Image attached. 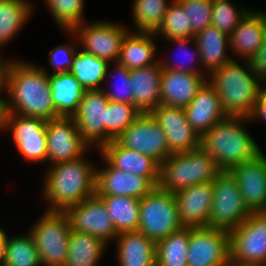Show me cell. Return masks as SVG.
<instances>
[{
    "label": "cell",
    "mask_w": 266,
    "mask_h": 266,
    "mask_svg": "<svg viewBox=\"0 0 266 266\" xmlns=\"http://www.w3.org/2000/svg\"><path fill=\"white\" fill-rule=\"evenodd\" d=\"M249 62L261 83L266 85V39Z\"/></svg>",
    "instance_id": "cell-45"
},
{
    "label": "cell",
    "mask_w": 266,
    "mask_h": 266,
    "mask_svg": "<svg viewBox=\"0 0 266 266\" xmlns=\"http://www.w3.org/2000/svg\"><path fill=\"white\" fill-rule=\"evenodd\" d=\"M60 28L72 31L84 21V0H44Z\"/></svg>",
    "instance_id": "cell-39"
},
{
    "label": "cell",
    "mask_w": 266,
    "mask_h": 266,
    "mask_svg": "<svg viewBox=\"0 0 266 266\" xmlns=\"http://www.w3.org/2000/svg\"><path fill=\"white\" fill-rule=\"evenodd\" d=\"M166 0H134L132 19L137 32L156 33L170 5Z\"/></svg>",
    "instance_id": "cell-35"
},
{
    "label": "cell",
    "mask_w": 266,
    "mask_h": 266,
    "mask_svg": "<svg viewBox=\"0 0 266 266\" xmlns=\"http://www.w3.org/2000/svg\"><path fill=\"white\" fill-rule=\"evenodd\" d=\"M184 110L188 123L199 136L227 117L218 93L208 80Z\"/></svg>",
    "instance_id": "cell-23"
},
{
    "label": "cell",
    "mask_w": 266,
    "mask_h": 266,
    "mask_svg": "<svg viewBox=\"0 0 266 266\" xmlns=\"http://www.w3.org/2000/svg\"><path fill=\"white\" fill-rule=\"evenodd\" d=\"M110 63L85 51H76L70 72L85 90L103 89L101 83L106 79Z\"/></svg>",
    "instance_id": "cell-33"
},
{
    "label": "cell",
    "mask_w": 266,
    "mask_h": 266,
    "mask_svg": "<svg viewBox=\"0 0 266 266\" xmlns=\"http://www.w3.org/2000/svg\"><path fill=\"white\" fill-rule=\"evenodd\" d=\"M247 120V117L227 116L200 136V147L221 171H230L262 152L244 127Z\"/></svg>",
    "instance_id": "cell-4"
},
{
    "label": "cell",
    "mask_w": 266,
    "mask_h": 266,
    "mask_svg": "<svg viewBox=\"0 0 266 266\" xmlns=\"http://www.w3.org/2000/svg\"><path fill=\"white\" fill-rule=\"evenodd\" d=\"M115 241L119 266H156V243L142 232H123Z\"/></svg>",
    "instance_id": "cell-26"
},
{
    "label": "cell",
    "mask_w": 266,
    "mask_h": 266,
    "mask_svg": "<svg viewBox=\"0 0 266 266\" xmlns=\"http://www.w3.org/2000/svg\"><path fill=\"white\" fill-rule=\"evenodd\" d=\"M77 46L73 44H59L50 50L49 54V64L52 66V73L67 72L70 70L72 65V60L76 54Z\"/></svg>",
    "instance_id": "cell-44"
},
{
    "label": "cell",
    "mask_w": 266,
    "mask_h": 266,
    "mask_svg": "<svg viewBox=\"0 0 266 266\" xmlns=\"http://www.w3.org/2000/svg\"><path fill=\"white\" fill-rule=\"evenodd\" d=\"M47 121L18 114H0V130H10L20 156L31 163L47 161Z\"/></svg>",
    "instance_id": "cell-10"
},
{
    "label": "cell",
    "mask_w": 266,
    "mask_h": 266,
    "mask_svg": "<svg viewBox=\"0 0 266 266\" xmlns=\"http://www.w3.org/2000/svg\"><path fill=\"white\" fill-rule=\"evenodd\" d=\"M29 0H0V48L7 45L33 13Z\"/></svg>",
    "instance_id": "cell-32"
},
{
    "label": "cell",
    "mask_w": 266,
    "mask_h": 266,
    "mask_svg": "<svg viewBox=\"0 0 266 266\" xmlns=\"http://www.w3.org/2000/svg\"><path fill=\"white\" fill-rule=\"evenodd\" d=\"M5 96L0 114H18L51 120L60 117L52 102L49 73L45 67L9 60L5 70Z\"/></svg>",
    "instance_id": "cell-1"
},
{
    "label": "cell",
    "mask_w": 266,
    "mask_h": 266,
    "mask_svg": "<svg viewBox=\"0 0 266 266\" xmlns=\"http://www.w3.org/2000/svg\"><path fill=\"white\" fill-rule=\"evenodd\" d=\"M175 199L183 227H209L213 181L186 187L175 193Z\"/></svg>",
    "instance_id": "cell-20"
},
{
    "label": "cell",
    "mask_w": 266,
    "mask_h": 266,
    "mask_svg": "<svg viewBox=\"0 0 266 266\" xmlns=\"http://www.w3.org/2000/svg\"><path fill=\"white\" fill-rule=\"evenodd\" d=\"M171 3L164 16L161 27L155 35H162L166 41L179 38L192 37L191 19L178 0H170Z\"/></svg>",
    "instance_id": "cell-37"
},
{
    "label": "cell",
    "mask_w": 266,
    "mask_h": 266,
    "mask_svg": "<svg viewBox=\"0 0 266 266\" xmlns=\"http://www.w3.org/2000/svg\"><path fill=\"white\" fill-rule=\"evenodd\" d=\"M103 169L96 168L95 194L97 196H128L143 198L156 186L147 178L125 173L112 167L106 160Z\"/></svg>",
    "instance_id": "cell-19"
},
{
    "label": "cell",
    "mask_w": 266,
    "mask_h": 266,
    "mask_svg": "<svg viewBox=\"0 0 266 266\" xmlns=\"http://www.w3.org/2000/svg\"><path fill=\"white\" fill-rule=\"evenodd\" d=\"M140 114V110L134 104L108 101L106 144L116 140Z\"/></svg>",
    "instance_id": "cell-38"
},
{
    "label": "cell",
    "mask_w": 266,
    "mask_h": 266,
    "mask_svg": "<svg viewBox=\"0 0 266 266\" xmlns=\"http://www.w3.org/2000/svg\"><path fill=\"white\" fill-rule=\"evenodd\" d=\"M252 212L245 205L237 180L230 171H221L213 179V200L209 227L232 230Z\"/></svg>",
    "instance_id": "cell-8"
},
{
    "label": "cell",
    "mask_w": 266,
    "mask_h": 266,
    "mask_svg": "<svg viewBox=\"0 0 266 266\" xmlns=\"http://www.w3.org/2000/svg\"><path fill=\"white\" fill-rule=\"evenodd\" d=\"M139 212L137 231L155 243L183 227L179 220L175 194L158 187L140 199Z\"/></svg>",
    "instance_id": "cell-7"
},
{
    "label": "cell",
    "mask_w": 266,
    "mask_h": 266,
    "mask_svg": "<svg viewBox=\"0 0 266 266\" xmlns=\"http://www.w3.org/2000/svg\"><path fill=\"white\" fill-rule=\"evenodd\" d=\"M266 39V12L250 10L229 35V49L250 60Z\"/></svg>",
    "instance_id": "cell-24"
},
{
    "label": "cell",
    "mask_w": 266,
    "mask_h": 266,
    "mask_svg": "<svg viewBox=\"0 0 266 266\" xmlns=\"http://www.w3.org/2000/svg\"><path fill=\"white\" fill-rule=\"evenodd\" d=\"M73 231L87 233L107 244L118 234L104 201L96 194L65 210Z\"/></svg>",
    "instance_id": "cell-15"
},
{
    "label": "cell",
    "mask_w": 266,
    "mask_h": 266,
    "mask_svg": "<svg viewBox=\"0 0 266 266\" xmlns=\"http://www.w3.org/2000/svg\"><path fill=\"white\" fill-rule=\"evenodd\" d=\"M149 113L164 131L172 154L186 152L200 146V136L188 123L184 108L160 104Z\"/></svg>",
    "instance_id": "cell-17"
},
{
    "label": "cell",
    "mask_w": 266,
    "mask_h": 266,
    "mask_svg": "<svg viewBox=\"0 0 266 266\" xmlns=\"http://www.w3.org/2000/svg\"><path fill=\"white\" fill-rule=\"evenodd\" d=\"M169 41L171 43H174V45L176 44L177 46H179V49H183V50H181V52L183 53V55L185 54L186 60H187V58L190 57V60H192V63H193V59L196 56L195 59H197L201 63L200 52H199V49L197 48V44H196V42L194 40V37L172 39V40H169ZM190 42H193V44H194L193 50L194 49L195 50L192 51V54H193V52H195V53L193 55L190 54L191 52H189V50H186V49H188L187 45ZM184 47H186V48H184ZM190 60H188V61L191 62ZM169 62L170 61L165 62L164 59L160 61V59H159L160 66H161V68L163 70L180 71V72H183V73H204L205 72L204 70L202 71L201 68L198 69L197 67H195V66L193 67L192 65H190L191 66L190 67L188 64H187L188 66L185 63L182 64L183 62H180L181 63L180 65L176 61H175L176 62L175 64L174 63H169Z\"/></svg>",
    "instance_id": "cell-43"
},
{
    "label": "cell",
    "mask_w": 266,
    "mask_h": 266,
    "mask_svg": "<svg viewBox=\"0 0 266 266\" xmlns=\"http://www.w3.org/2000/svg\"><path fill=\"white\" fill-rule=\"evenodd\" d=\"M237 180L245 205L251 212H266V156L253 159L230 170Z\"/></svg>",
    "instance_id": "cell-18"
},
{
    "label": "cell",
    "mask_w": 266,
    "mask_h": 266,
    "mask_svg": "<svg viewBox=\"0 0 266 266\" xmlns=\"http://www.w3.org/2000/svg\"><path fill=\"white\" fill-rule=\"evenodd\" d=\"M221 172L215 160L200 146L171 154L160 164L157 187L176 193L191 185L213 181Z\"/></svg>",
    "instance_id": "cell-5"
},
{
    "label": "cell",
    "mask_w": 266,
    "mask_h": 266,
    "mask_svg": "<svg viewBox=\"0 0 266 266\" xmlns=\"http://www.w3.org/2000/svg\"><path fill=\"white\" fill-rule=\"evenodd\" d=\"M250 10L238 7L230 0H213L211 25L230 35Z\"/></svg>",
    "instance_id": "cell-40"
},
{
    "label": "cell",
    "mask_w": 266,
    "mask_h": 266,
    "mask_svg": "<svg viewBox=\"0 0 266 266\" xmlns=\"http://www.w3.org/2000/svg\"><path fill=\"white\" fill-rule=\"evenodd\" d=\"M96 168L85 155L50 165L43 188L44 199L49 202L47 210L65 211L95 195Z\"/></svg>",
    "instance_id": "cell-2"
},
{
    "label": "cell",
    "mask_w": 266,
    "mask_h": 266,
    "mask_svg": "<svg viewBox=\"0 0 266 266\" xmlns=\"http://www.w3.org/2000/svg\"><path fill=\"white\" fill-rule=\"evenodd\" d=\"M194 40L200 52V65L203 67L202 70L205 68L208 75L233 59L225 51L229 48V35L215 26L210 25L198 32Z\"/></svg>",
    "instance_id": "cell-29"
},
{
    "label": "cell",
    "mask_w": 266,
    "mask_h": 266,
    "mask_svg": "<svg viewBox=\"0 0 266 266\" xmlns=\"http://www.w3.org/2000/svg\"><path fill=\"white\" fill-rule=\"evenodd\" d=\"M49 86L56 113L63 117H73L78 110L85 88L70 71L49 73Z\"/></svg>",
    "instance_id": "cell-28"
},
{
    "label": "cell",
    "mask_w": 266,
    "mask_h": 266,
    "mask_svg": "<svg viewBox=\"0 0 266 266\" xmlns=\"http://www.w3.org/2000/svg\"><path fill=\"white\" fill-rule=\"evenodd\" d=\"M160 63L130 70L132 80L133 104L141 113H149L161 104Z\"/></svg>",
    "instance_id": "cell-25"
},
{
    "label": "cell",
    "mask_w": 266,
    "mask_h": 266,
    "mask_svg": "<svg viewBox=\"0 0 266 266\" xmlns=\"http://www.w3.org/2000/svg\"><path fill=\"white\" fill-rule=\"evenodd\" d=\"M188 266H223L230 260L228 230L190 227Z\"/></svg>",
    "instance_id": "cell-13"
},
{
    "label": "cell",
    "mask_w": 266,
    "mask_h": 266,
    "mask_svg": "<svg viewBox=\"0 0 266 266\" xmlns=\"http://www.w3.org/2000/svg\"><path fill=\"white\" fill-rule=\"evenodd\" d=\"M107 245L98 237L71 229L65 266H97Z\"/></svg>",
    "instance_id": "cell-30"
},
{
    "label": "cell",
    "mask_w": 266,
    "mask_h": 266,
    "mask_svg": "<svg viewBox=\"0 0 266 266\" xmlns=\"http://www.w3.org/2000/svg\"><path fill=\"white\" fill-rule=\"evenodd\" d=\"M99 151L103 160H106L112 167L125 173L147 177L157 187L160 164L155 159L125 148L116 140L103 145Z\"/></svg>",
    "instance_id": "cell-21"
},
{
    "label": "cell",
    "mask_w": 266,
    "mask_h": 266,
    "mask_svg": "<svg viewBox=\"0 0 266 266\" xmlns=\"http://www.w3.org/2000/svg\"><path fill=\"white\" fill-rule=\"evenodd\" d=\"M47 162L54 165L84 156L90 146L80 135L73 117L47 120Z\"/></svg>",
    "instance_id": "cell-14"
},
{
    "label": "cell",
    "mask_w": 266,
    "mask_h": 266,
    "mask_svg": "<svg viewBox=\"0 0 266 266\" xmlns=\"http://www.w3.org/2000/svg\"><path fill=\"white\" fill-rule=\"evenodd\" d=\"M229 234L230 260L242 265L266 266V212H252Z\"/></svg>",
    "instance_id": "cell-9"
},
{
    "label": "cell",
    "mask_w": 266,
    "mask_h": 266,
    "mask_svg": "<svg viewBox=\"0 0 266 266\" xmlns=\"http://www.w3.org/2000/svg\"><path fill=\"white\" fill-rule=\"evenodd\" d=\"M99 197L105 203L117 234L138 230L140 199L120 195Z\"/></svg>",
    "instance_id": "cell-31"
},
{
    "label": "cell",
    "mask_w": 266,
    "mask_h": 266,
    "mask_svg": "<svg viewBox=\"0 0 266 266\" xmlns=\"http://www.w3.org/2000/svg\"><path fill=\"white\" fill-rule=\"evenodd\" d=\"M114 69H110L109 65L107 68L106 77H109L115 75L116 80H118L115 84L116 90L111 89H104L103 91L106 94L109 101L113 102H127L130 104H133V92H132V80L130 79V70H128L125 66L119 64L118 62L113 63ZM111 70L114 72V74L111 73ZM113 79V78H111ZM114 85V84H113ZM113 87V86H112ZM111 90V91H109Z\"/></svg>",
    "instance_id": "cell-41"
},
{
    "label": "cell",
    "mask_w": 266,
    "mask_h": 266,
    "mask_svg": "<svg viewBox=\"0 0 266 266\" xmlns=\"http://www.w3.org/2000/svg\"><path fill=\"white\" fill-rule=\"evenodd\" d=\"M190 227L171 233L156 243V266H188Z\"/></svg>",
    "instance_id": "cell-34"
},
{
    "label": "cell",
    "mask_w": 266,
    "mask_h": 266,
    "mask_svg": "<svg viewBox=\"0 0 266 266\" xmlns=\"http://www.w3.org/2000/svg\"><path fill=\"white\" fill-rule=\"evenodd\" d=\"M70 221L65 211L46 210L29 230L43 266H65Z\"/></svg>",
    "instance_id": "cell-6"
},
{
    "label": "cell",
    "mask_w": 266,
    "mask_h": 266,
    "mask_svg": "<svg viewBox=\"0 0 266 266\" xmlns=\"http://www.w3.org/2000/svg\"><path fill=\"white\" fill-rule=\"evenodd\" d=\"M116 141L125 148L150 156L159 164L172 154L164 131L150 113H141Z\"/></svg>",
    "instance_id": "cell-12"
},
{
    "label": "cell",
    "mask_w": 266,
    "mask_h": 266,
    "mask_svg": "<svg viewBox=\"0 0 266 266\" xmlns=\"http://www.w3.org/2000/svg\"><path fill=\"white\" fill-rule=\"evenodd\" d=\"M223 266H255V265H242V264H237L233 262L232 260H229L225 265Z\"/></svg>",
    "instance_id": "cell-49"
},
{
    "label": "cell",
    "mask_w": 266,
    "mask_h": 266,
    "mask_svg": "<svg viewBox=\"0 0 266 266\" xmlns=\"http://www.w3.org/2000/svg\"><path fill=\"white\" fill-rule=\"evenodd\" d=\"M9 60H3L2 57H0V93H2V91H4V84H5V70L7 67ZM2 95L0 94V108L2 106L3 103V97H1Z\"/></svg>",
    "instance_id": "cell-47"
},
{
    "label": "cell",
    "mask_w": 266,
    "mask_h": 266,
    "mask_svg": "<svg viewBox=\"0 0 266 266\" xmlns=\"http://www.w3.org/2000/svg\"><path fill=\"white\" fill-rule=\"evenodd\" d=\"M208 74L163 70L161 104L186 108L207 81Z\"/></svg>",
    "instance_id": "cell-22"
},
{
    "label": "cell",
    "mask_w": 266,
    "mask_h": 266,
    "mask_svg": "<svg viewBox=\"0 0 266 266\" xmlns=\"http://www.w3.org/2000/svg\"><path fill=\"white\" fill-rule=\"evenodd\" d=\"M191 19L192 37L211 25L213 0H178Z\"/></svg>",
    "instance_id": "cell-42"
},
{
    "label": "cell",
    "mask_w": 266,
    "mask_h": 266,
    "mask_svg": "<svg viewBox=\"0 0 266 266\" xmlns=\"http://www.w3.org/2000/svg\"><path fill=\"white\" fill-rule=\"evenodd\" d=\"M6 246V232L0 227V266H2L4 263Z\"/></svg>",
    "instance_id": "cell-48"
},
{
    "label": "cell",
    "mask_w": 266,
    "mask_h": 266,
    "mask_svg": "<svg viewBox=\"0 0 266 266\" xmlns=\"http://www.w3.org/2000/svg\"><path fill=\"white\" fill-rule=\"evenodd\" d=\"M154 37H156L154 33L129 31L122 41L117 62L128 70L157 64L159 59L156 56Z\"/></svg>",
    "instance_id": "cell-27"
},
{
    "label": "cell",
    "mask_w": 266,
    "mask_h": 266,
    "mask_svg": "<svg viewBox=\"0 0 266 266\" xmlns=\"http://www.w3.org/2000/svg\"><path fill=\"white\" fill-rule=\"evenodd\" d=\"M248 118L250 121L254 119H262L266 122V85L263 86V91L256 99L252 112Z\"/></svg>",
    "instance_id": "cell-46"
},
{
    "label": "cell",
    "mask_w": 266,
    "mask_h": 266,
    "mask_svg": "<svg viewBox=\"0 0 266 266\" xmlns=\"http://www.w3.org/2000/svg\"><path fill=\"white\" fill-rule=\"evenodd\" d=\"M6 242L3 266H43L30 233L13 237L6 234Z\"/></svg>",
    "instance_id": "cell-36"
},
{
    "label": "cell",
    "mask_w": 266,
    "mask_h": 266,
    "mask_svg": "<svg viewBox=\"0 0 266 266\" xmlns=\"http://www.w3.org/2000/svg\"><path fill=\"white\" fill-rule=\"evenodd\" d=\"M108 98L103 89L85 90L73 118L82 138L99 150L106 144Z\"/></svg>",
    "instance_id": "cell-16"
},
{
    "label": "cell",
    "mask_w": 266,
    "mask_h": 266,
    "mask_svg": "<svg viewBox=\"0 0 266 266\" xmlns=\"http://www.w3.org/2000/svg\"><path fill=\"white\" fill-rule=\"evenodd\" d=\"M126 28L114 22L98 20L88 24L83 22L72 31L66 32L72 40L76 39V44L82 45L83 51L110 63L119 59L122 41L130 31Z\"/></svg>",
    "instance_id": "cell-11"
},
{
    "label": "cell",
    "mask_w": 266,
    "mask_h": 266,
    "mask_svg": "<svg viewBox=\"0 0 266 266\" xmlns=\"http://www.w3.org/2000/svg\"><path fill=\"white\" fill-rule=\"evenodd\" d=\"M245 65L230 60L211 72L207 78L220 98L224 113L232 117L251 114L256 99L263 91V84L252 69L249 60Z\"/></svg>",
    "instance_id": "cell-3"
}]
</instances>
